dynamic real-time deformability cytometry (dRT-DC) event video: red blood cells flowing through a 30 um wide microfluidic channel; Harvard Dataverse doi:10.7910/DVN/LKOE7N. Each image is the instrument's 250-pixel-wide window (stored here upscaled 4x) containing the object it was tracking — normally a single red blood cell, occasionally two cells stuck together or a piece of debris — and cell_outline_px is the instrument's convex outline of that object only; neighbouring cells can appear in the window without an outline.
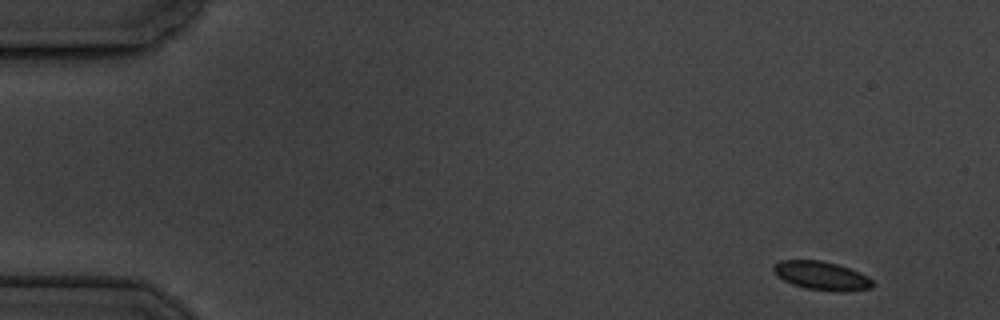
{"species": "common noctule bat (a hibernating species)", "species_latin": "Nyctalus noctula", "temperature_condition": "cold", "stored_images_in_passage": 4, "camera_frame_rate_fps": 3000, "um_per_image_px": 0.085, "animal": {"sex": "male", "body_mass_g": 19.5, "forearm_length_mm": 54.6}, "frame": {"image": 1, "passage_image": 1, "time_ms": 0.0, "image_size_px": [1000, 320], "cell_outline_px": [[876, 284], [872, 288], [840, 292], [836, 292], [808, 288], [792, 284], [776, 276], [772, 268], [780, 260], [820, 260], [836, 264], [860, 272], [868, 276]], "centroid_in_image_um": [69.86, 23.44], "position_along_channel_um": 15.1, "area_um2": 16.53}}
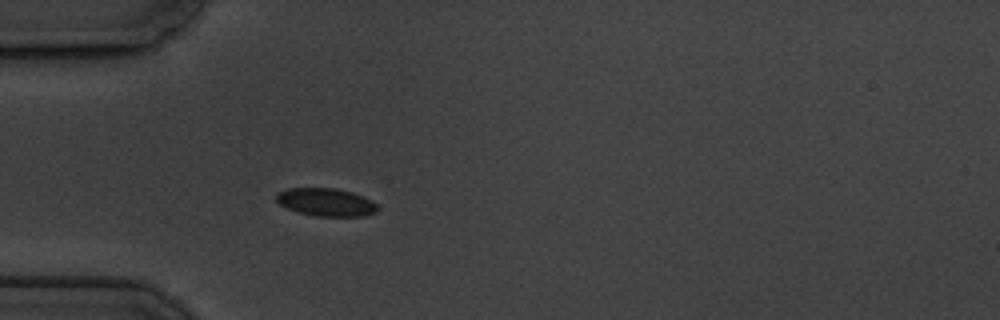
{"frame": {"image": 2, "passage_image": 4, "time_ms": 4.333, "image_size_px": [1000, 320], "cell_outline_px": [[376, 212], [364, 216], [316, 216], [300, 212], [288, 208], [280, 204], [276, 200], [276, 192], [288, 188], [332, 188], [352, 192], [372, 200], [376, 204]], "centroid_in_image_um": [27.69, 17.18], "position_along_channel_um": 57.3, "area_um2": 16.3}}